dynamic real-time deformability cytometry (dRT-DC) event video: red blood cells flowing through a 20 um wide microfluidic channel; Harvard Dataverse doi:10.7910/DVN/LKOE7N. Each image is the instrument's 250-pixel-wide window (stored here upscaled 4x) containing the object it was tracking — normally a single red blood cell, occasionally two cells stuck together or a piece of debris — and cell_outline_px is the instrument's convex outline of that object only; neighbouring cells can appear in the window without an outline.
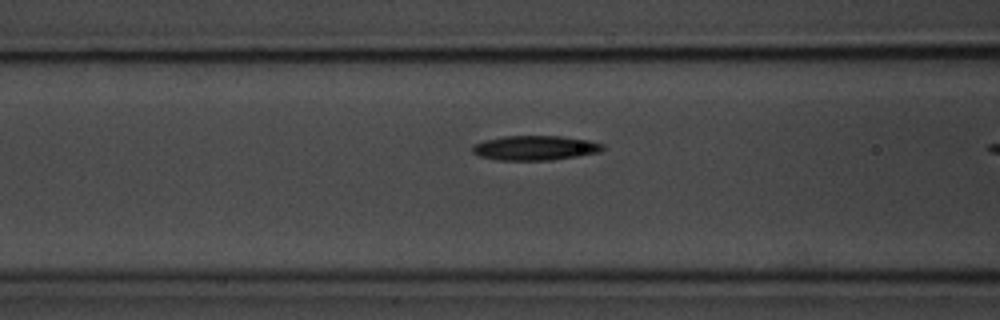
{"species": "common noctule bat (a hibernating species)", "species_latin": "Nyctalus noctula", "temperature_condition": "room temperature", "stored_images_in_passage": 13, "camera_frame_rate_fps": 3000, "um_per_image_px": 0.085, "animal": {"sex": "male", "body_mass_g": 20.1, "forearm_length_mm": 53.5}, "frame": {"image": 1, "passage_image": 11, "time_ms": 3.333, "image_size_px": [1000, 320], "cell_outline_px": [[604, 148], [600, 152], [552, 160], [496, 160], [480, 156], [472, 152], [472, 144], [484, 140], [504, 136], [560, 136], [588, 140], [604, 144]], "centroid_in_image_um": [45.46, 12.57], "position_along_channel_um": 121.1, "area_um2": 18.73}}